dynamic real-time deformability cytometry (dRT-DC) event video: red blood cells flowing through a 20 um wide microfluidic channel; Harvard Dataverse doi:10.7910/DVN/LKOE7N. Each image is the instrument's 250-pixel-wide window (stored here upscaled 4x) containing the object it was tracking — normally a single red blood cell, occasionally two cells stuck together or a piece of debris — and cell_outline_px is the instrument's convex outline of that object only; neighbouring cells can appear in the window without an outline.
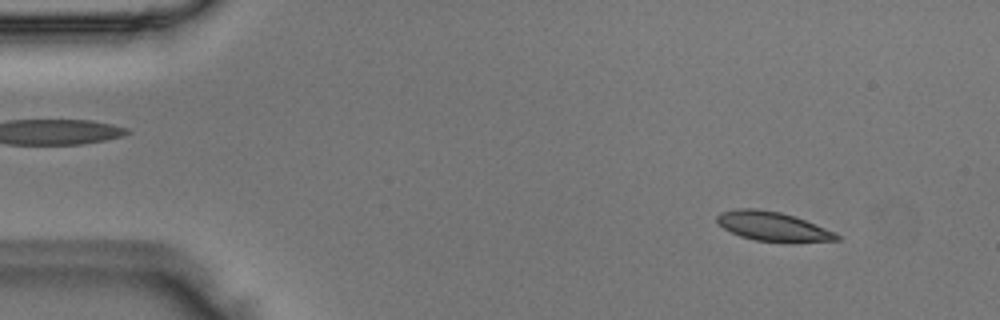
{"species": "Egyptian fruit bat (a non-hibernating species)", "species_latin": "Rousettus aegyptiacus", "temperature_condition": "room temperature", "stored_images_in_passage": 3, "segment_of_instrument_passage": [2, 2], "camera_frame_rate_fps": 3000, "um_per_image_px": 0.085, "animal": {"sex": "male"}, "frame": {"image": 1, "passage_image": 3, "time_ms": 0.667, "image_size_px": [1000, 320], "cell_outline_px": [[840, 240], [756, 240], [740, 236], [724, 228], [716, 220], [716, 216], [720, 212], [736, 208], [756, 208], [780, 212], [804, 220], [836, 232], [840, 236]], "centroid_in_image_um": [65.61, 19.19], "position_along_channel_um": 19.4, "area_um2": 19.54}}